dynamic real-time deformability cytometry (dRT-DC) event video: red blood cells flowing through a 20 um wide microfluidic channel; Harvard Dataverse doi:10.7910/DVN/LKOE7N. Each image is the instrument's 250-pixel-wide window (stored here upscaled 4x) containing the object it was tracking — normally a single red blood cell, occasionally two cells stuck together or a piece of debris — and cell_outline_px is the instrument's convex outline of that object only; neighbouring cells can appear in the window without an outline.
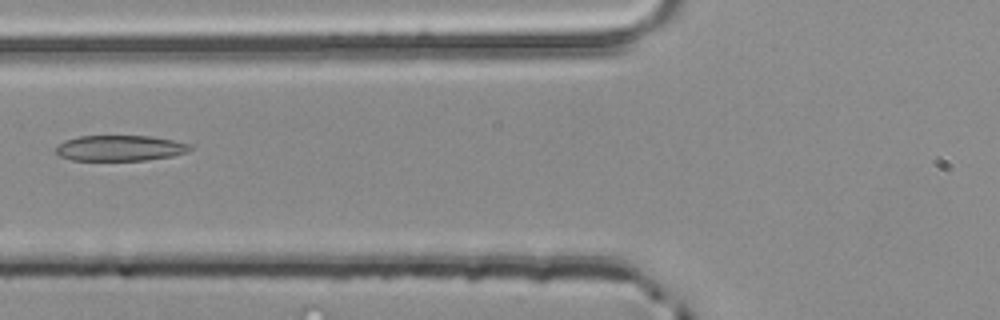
{"species": "common noctule bat (a hibernating species)", "species_latin": "Nyctalus noctula", "temperature_condition": "room temperature", "stored_images_in_passage": 4, "camera_frame_rate_fps": 3000, "um_per_image_px": 0.085, "animal": {"sex": "male", "body_mass_g": 20.4}, "frame": {"image": 1, "passage_image": 4, "time_ms": 1.0, "image_size_px": [1000, 320], "cell_outline_px": [[192, 148], [188, 152], [172, 156], [144, 160], [72, 160], [60, 156], [56, 152], [56, 148], [64, 140], [80, 136], [148, 136], [172, 140], [188, 144]], "centroid_in_image_um": [10.19, 12.59], "position_along_channel_um": 115.6, "area_um2": 19.83}}